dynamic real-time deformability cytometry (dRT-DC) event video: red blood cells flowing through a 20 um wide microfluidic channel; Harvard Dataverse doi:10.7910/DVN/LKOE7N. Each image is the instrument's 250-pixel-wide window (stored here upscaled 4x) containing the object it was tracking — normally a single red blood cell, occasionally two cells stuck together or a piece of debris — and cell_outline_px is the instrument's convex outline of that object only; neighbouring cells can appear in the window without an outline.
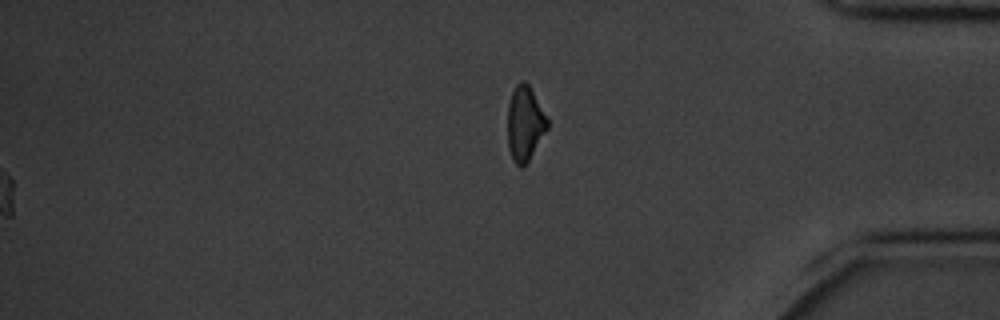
{"species": "common noctule bat (a hibernating species)", "species_latin": "Nyctalus noctula", "temperature_condition": "cold", "stored_images_in_passage": 60, "segment_of_instrument_passage": [2, 2], "camera_frame_rate_fps": 3000, "um_per_image_px": 0.085, "animal": {"sex": "male", "body_mass_g": 20.1, "forearm_length_mm": 53.5}, "frame": {"image": 1, "passage_image": 60, "time_ms": 19.667, "image_size_px": [1000, 320], "cell_outline_px": [[548, 128], [528, 160], [520, 168], [512, 160], [508, 148], [508, 104], [512, 92], [516, 84], [520, 80], [524, 80], [528, 84], [548, 120]], "centroid_in_image_um": [44.59, 10.49], "position_along_channel_um": 390.6, "area_um2": 17.05}}